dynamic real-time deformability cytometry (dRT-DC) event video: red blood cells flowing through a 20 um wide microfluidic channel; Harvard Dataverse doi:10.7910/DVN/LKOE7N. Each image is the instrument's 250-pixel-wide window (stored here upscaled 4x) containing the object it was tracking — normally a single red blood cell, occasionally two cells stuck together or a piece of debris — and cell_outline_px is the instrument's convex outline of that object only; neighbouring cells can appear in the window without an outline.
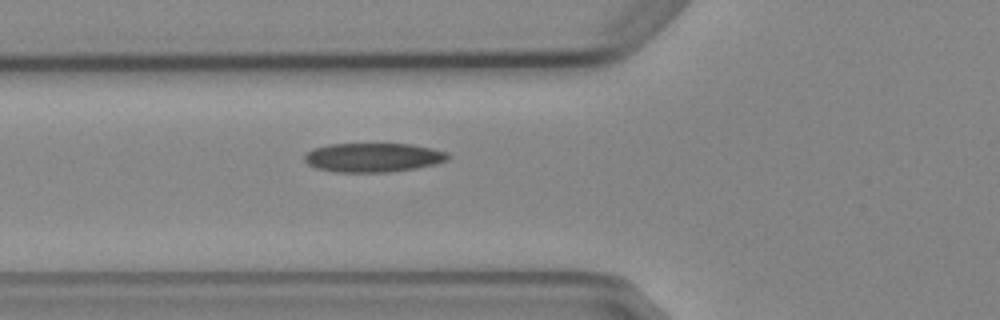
{"species": "Egyptian fruit bat (a non-hibernating species)", "species_latin": "Rousettus aegyptiacus", "temperature_condition": "cold", "stored_images_in_passage": 4, "segment_of_instrument_passage": [1, 2], "camera_frame_rate_fps": 3000, "um_per_image_px": 0.085, "animal": {"sex": "female"}, "frame": {"image": 1, "passage_image": 3, "time_ms": 2.333, "image_size_px": [1000, 320], "cell_outline_px": [[452, 156], [448, 160], [436, 164], [416, 168], [388, 172], [332, 172], [316, 168], [308, 164], [304, 160], [304, 156], [312, 148], [328, 144], [412, 144], [432, 148], [448, 152]], "centroid_in_image_um": [31.74, 13.38], "position_along_channel_um": 94.1, "area_um2": 24.57}}